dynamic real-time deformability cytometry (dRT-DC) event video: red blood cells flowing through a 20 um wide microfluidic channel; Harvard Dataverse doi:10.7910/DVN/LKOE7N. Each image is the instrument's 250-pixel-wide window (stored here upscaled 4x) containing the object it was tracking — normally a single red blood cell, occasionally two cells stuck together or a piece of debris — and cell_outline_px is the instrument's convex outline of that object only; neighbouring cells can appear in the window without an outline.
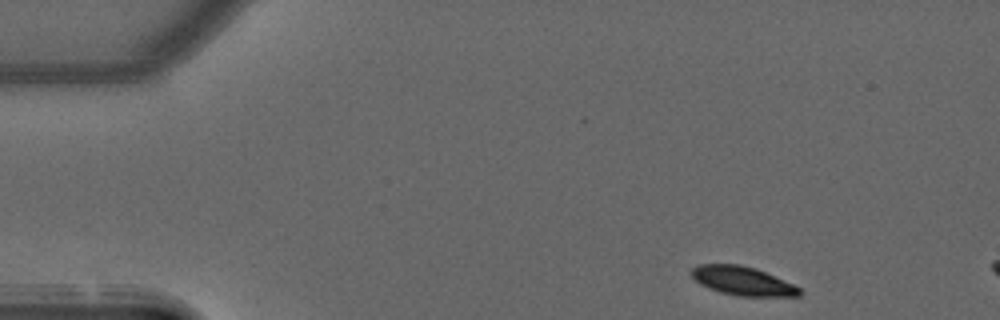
{"species": "common noctule bat (a hibernating species)", "species_latin": "Nyctalus noctula", "temperature_condition": "warm", "stored_images_in_passage": 7, "camera_frame_rate_fps": 3000, "um_per_image_px": 0.085, "animal": {"sex": "male", "forearm_length_mm": 52.5}, "frame": {"image": 1, "passage_image": 1, "time_ms": 0.0, "image_size_px": [1000, 320], "cell_outline_px": [[800, 296], [736, 296], [720, 292], [708, 288], [700, 284], [688, 272], [696, 264], [740, 264], [756, 268], [792, 284], [800, 288]], "centroid_in_image_um": [63.06, 23.87], "position_along_channel_um": 21.9, "area_um2": 18.15}}